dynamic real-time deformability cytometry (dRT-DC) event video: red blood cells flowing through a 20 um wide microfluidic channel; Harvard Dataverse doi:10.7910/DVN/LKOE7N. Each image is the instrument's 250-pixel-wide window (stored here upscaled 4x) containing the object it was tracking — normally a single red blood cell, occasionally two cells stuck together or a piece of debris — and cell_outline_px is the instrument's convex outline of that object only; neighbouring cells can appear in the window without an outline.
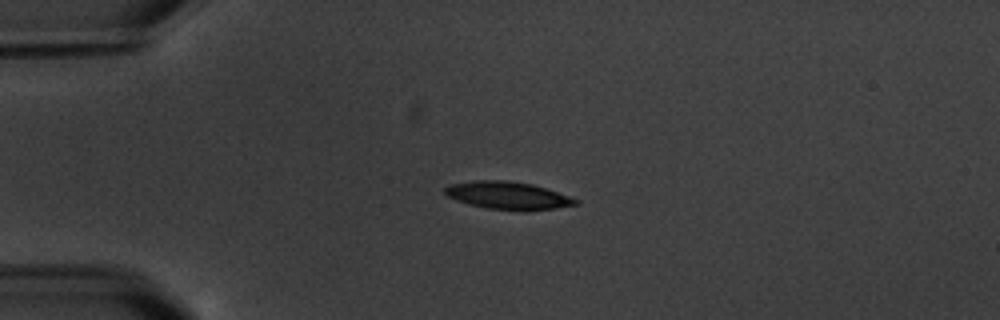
{"species": "common noctule bat (a hibernating species)", "species_latin": "Nyctalus noctula", "temperature_condition": "warm", "stored_images_in_passage": 3, "camera_frame_rate_fps": 3000, "um_per_image_px": 0.085, "animal": {"sex": "male", "body_mass_g": 20.1, "forearm_length_mm": 53.5}, "frame": {"image": 1, "passage_image": 1, "time_ms": 0.0, "image_size_px": [1000, 320], "cell_outline_px": [[580, 204], [556, 208], [528, 212], [488, 208], [468, 204], [448, 196], [444, 192], [444, 188], [452, 184], [476, 180], [504, 180], [532, 184], [580, 200]], "centroid_in_image_um": [43.21, 16.64], "position_along_channel_um": 41.8, "area_um2": 21.04}}